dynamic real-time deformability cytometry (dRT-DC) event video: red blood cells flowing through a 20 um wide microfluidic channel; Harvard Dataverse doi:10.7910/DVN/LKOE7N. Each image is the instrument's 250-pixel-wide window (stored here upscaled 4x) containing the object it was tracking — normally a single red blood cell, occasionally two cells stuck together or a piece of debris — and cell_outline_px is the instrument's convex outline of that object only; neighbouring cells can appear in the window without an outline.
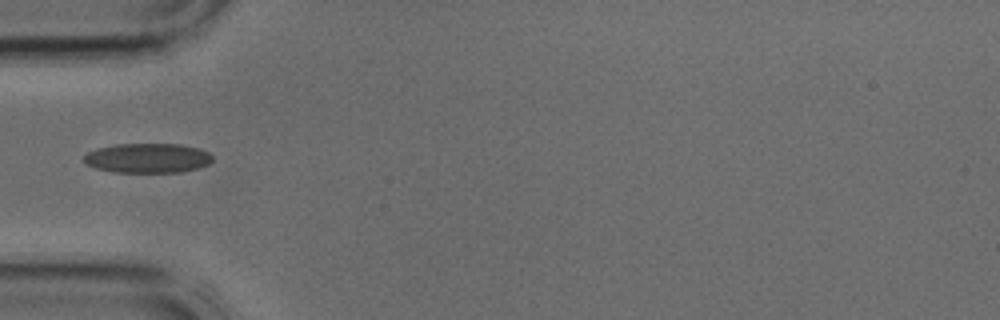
{"species": "common noctule bat (a hibernating species)", "species_latin": "Nyctalus noctula", "temperature_condition": "cold", "stored_images_in_passage": 2, "camera_frame_rate_fps": 3000, "um_per_image_px": 0.085, "animal": {"sex": "male", "body_mass_g": 17.9, "forearm_length_mm": 54.2}, "frame": {"image": 1, "passage_image": 2, "time_ms": 0.333, "image_size_px": [1000, 320], "cell_outline_px": [[212, 160], [208, 164], [196, 168], [180, 172], [116, 172], [96, 168], [84, 164], [84, 156], [88, 152], [96, 148], [116, 144], [180, 144], [196, 148], [208, 152], [212, 156]], "centroid_in_image_um": [12.51, 13.43], "position_along_channel_um": 72.5, "area_um2": 22.08}}